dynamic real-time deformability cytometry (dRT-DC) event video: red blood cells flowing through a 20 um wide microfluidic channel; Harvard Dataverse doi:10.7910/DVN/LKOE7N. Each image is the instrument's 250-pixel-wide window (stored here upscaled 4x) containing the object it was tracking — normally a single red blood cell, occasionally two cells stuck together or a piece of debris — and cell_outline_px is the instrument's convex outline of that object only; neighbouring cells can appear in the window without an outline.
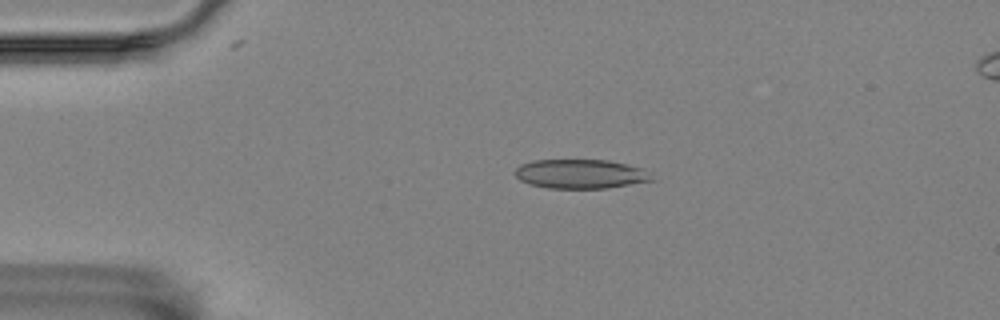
{"species": "Egyptian fruit bat (a non-hibernating species)", "species_latin": "Rousettus aegyptiacus", "temperature_condition": "room temperature", "stored_images_in_passage": 6, "camera_frame_rate_fps": 3000, "um_per_image_px": 0.085, "animal": {"sex": "female"}, "frame": {"image": 1, "passage_image": 2, "time_ms": 0.333, "image_size_px": [1000, 320], "cell_outline_px": [[656, 180], [608, 188], [548, 188], [528, 184], [520, 180], [512, 172], [520, 164], [532, 160], [608, 160], [628, 164], [640, 168]], "centroid_in_image_um": [49.29, 14.78], "position_along_channel_um": 35.7, "area_um2": 23.35}}
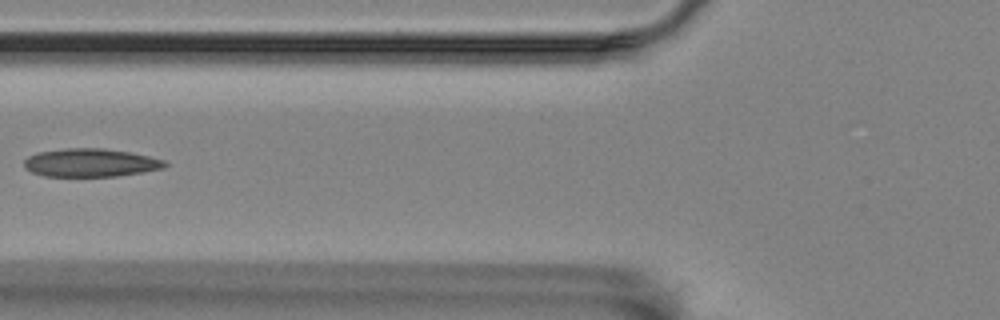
{"frame": {"image": 2, "passage_image": 5, "time_ms": 1.333, "image_size_px": [1000, 320], "cell_outline_px": [[168, 164], [164, 168], [116, 176], [44, 176], [32, 172], [24, 168], [24, 160], [28, 156], [36, 152], [64, 148], [104, 148], [128, 152], [148, 156], [164, 160]], "centroid_in_image_um": [7.65, 13.82], "position_along_channel_um": 118.2, "area_um2": 23.12}}
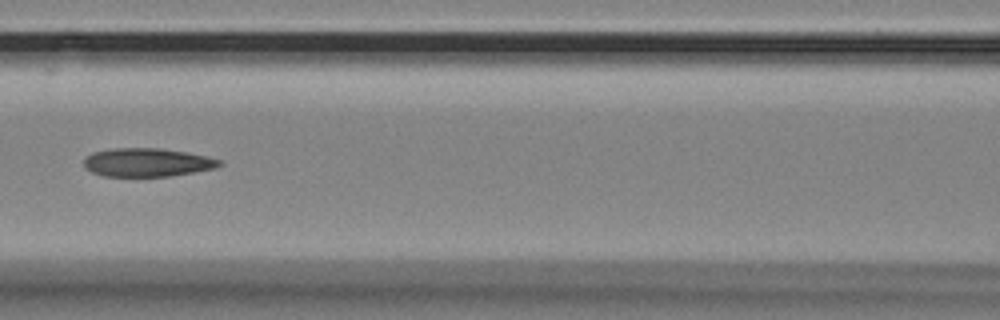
{"frame": {"image": 3, "passage_image": 6, "time_ms": 1.667, "image_size_px": [1000, 320], "cell_outline_px": [[224, 164], [216, 168], [172, 176], [104, 176], [92, 172], [84, 168], [84, 160], [92, 152], [116, 148], [160, 148], [208, 156], [220, 160]], "centroid_in_image_um": [12.53, 13.81], "position_along_channel_um": 154.1, "area_um2": 22.48}}